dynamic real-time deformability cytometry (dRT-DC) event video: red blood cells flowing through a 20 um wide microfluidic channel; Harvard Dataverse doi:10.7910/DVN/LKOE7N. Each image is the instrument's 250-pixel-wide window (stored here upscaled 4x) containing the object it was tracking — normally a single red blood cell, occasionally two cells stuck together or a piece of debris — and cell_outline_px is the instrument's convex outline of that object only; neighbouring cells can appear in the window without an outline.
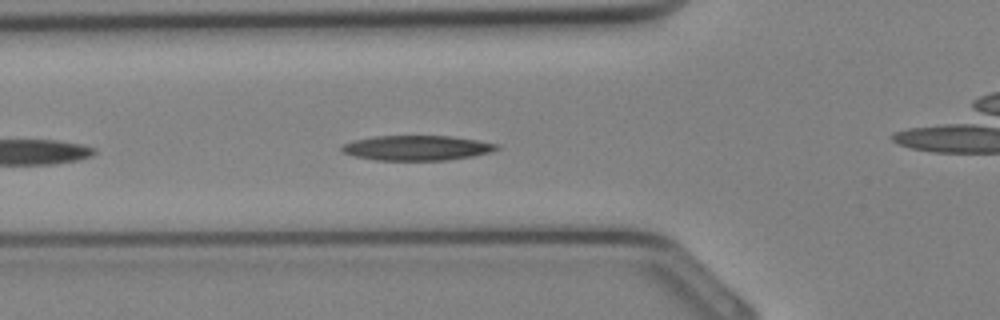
{"species": "Egyptian fruit bat (a non-hibernating species)", "species_latin": "Rousettus aegyptiacus", "temperature_condition": "cold", "stored_images_in_passage": 19, "camera_frame_rate_fps": 3000, "um_per_image_px": 0.085, "animal": {"sex": "female"}, "frame": {"image": 1, "passage_image": 11, "time_ms": 3.333, "image_size_px": [1000, 320], "cell_outline_px": [[500, 148], [492, 152], [472, 156], [444, 160], [376, 160], [356, 156], [344, 152], [340, 148], [344, 144], [352, 140], [372, 136], [452, 136], [500, 144]], "centroid_in_image_um": [35.46, 12.56], "position_along_channel_um": 90.3, "area_um2": 22.48}}
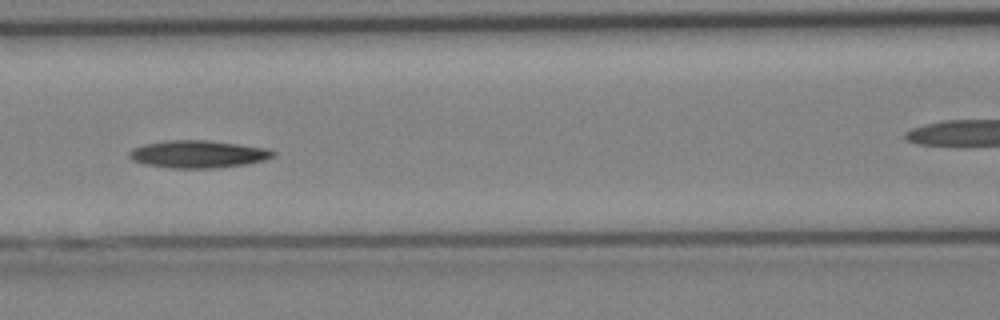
{"frame": {"image": 2, "passage_image": 14, "time_ms": 4.333, "image_size_px": [1000, 320], "cell_outline_px": [[276, 156], [264, 160], [244, 164], [216, 168], [172, 168], [148, 164], [132, 160], [128, 156], [128, 152], [132, 148], [144, 144], [164, 140], [208, 140], [268, 148], [276, 152]], "centroid_in_image_um": [16.84, 13.09], "position_along_channel_um": 149.8, "area_um2": 23.06}}
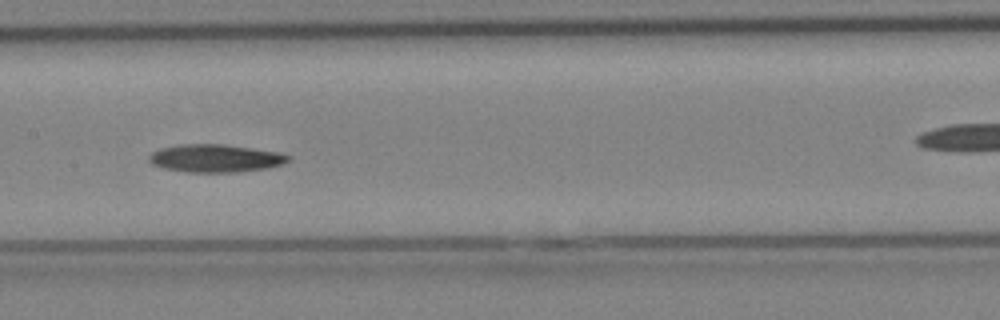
{"frame": {"image": 3, "passage_image": 16, "time_ms": 5.0, "image_size_px": [1000, 320], "cell_outline_px": [[292, 160], [284, 164], [268, 168], [236, 172], [188, 172], [164, 168], [152, 164], [148, 160], [148, 156], [152, 152], [160, 148], [180, 144], [224, 144], [280, 152], [292, 156]], "centroid_in_image_um": [18.35, 13.45], "position_along_channel_um": 189.0, "area_um2": 22.83}}